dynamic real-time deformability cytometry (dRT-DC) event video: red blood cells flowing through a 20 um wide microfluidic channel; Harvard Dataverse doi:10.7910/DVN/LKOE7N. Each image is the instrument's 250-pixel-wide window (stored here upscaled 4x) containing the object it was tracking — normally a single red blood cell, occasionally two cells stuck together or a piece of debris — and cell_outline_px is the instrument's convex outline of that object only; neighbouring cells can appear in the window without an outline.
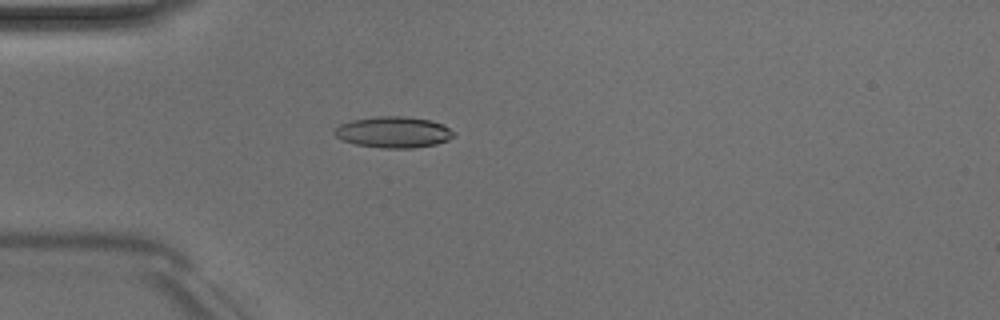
{"species": "Egyptian fruit bat (a non-hibernating species)", "species_latin": "Rousettus aegyptiacus", "temperature_condition": "room temperature", "stored_images_in_passage": 3, "camera_frame_rate_fps": 3000, "um_per_image_px": 0.085, "animal": {"sex": "male"}, "frame": {"image": 1, "passage_image": 3, "time_ms": 3.0, "image_size_px": [1000, 320], "cell_outline_px": [[456, 132], [448, 140], [436, 144], [412, 148], [384, 148], [356, 144], [340, 140], [332, 132], [340, 124], [352, 120], [376, 116], [404, 116], [432, 120], [444, 124]], "centroid_in_image_um": [33.45, 11.22], "position_along_channel_um": 51.5, "area_um2": 21.79}}